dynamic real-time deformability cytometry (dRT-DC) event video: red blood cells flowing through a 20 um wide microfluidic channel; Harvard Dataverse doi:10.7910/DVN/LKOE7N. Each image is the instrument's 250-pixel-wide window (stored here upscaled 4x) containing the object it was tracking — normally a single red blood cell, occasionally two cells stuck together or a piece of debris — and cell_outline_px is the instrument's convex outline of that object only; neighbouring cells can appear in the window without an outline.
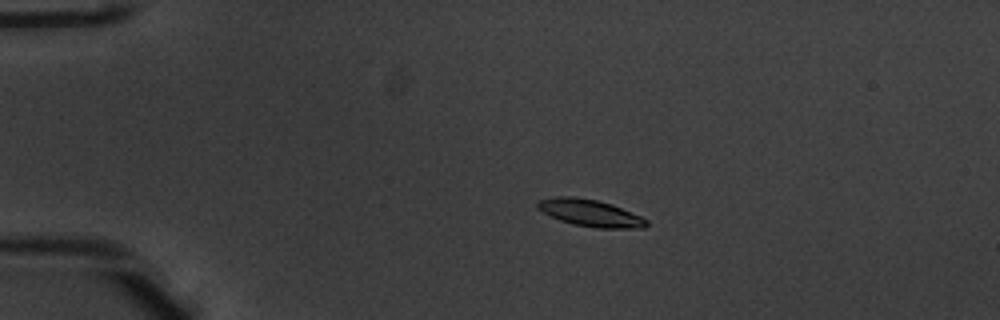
{"species": "common noctule bat (a hibernating species)", "species_latin": "Nyctalus noctula", "temperature_condition": "warm", "stored_images_in_passage": 43, "camera_frame_rate_fps": 3000, "um_per_image_px": 0.085, "animal": {"sex": "male", "body_mass_g": 20.1, "forearm_length_mm": 53.5}, "frame": {"image": 1, "passage_image": 2, "time_ms": 0.333, "image_size_px": [1000, 320], "cell_outline_px": [[648, 224], [644, 228], [596, 228], [576, 224], [560, 220], [536, 208], [536, 204], [540, 200], [556, 196], [572, 196], [596, 200], [612, 204], [640, 216], [648, 220]], "centroid_in_image_um": [50.18, 18.1], "position_along_channel_um": 34.8, "area_um2": 16.88}}
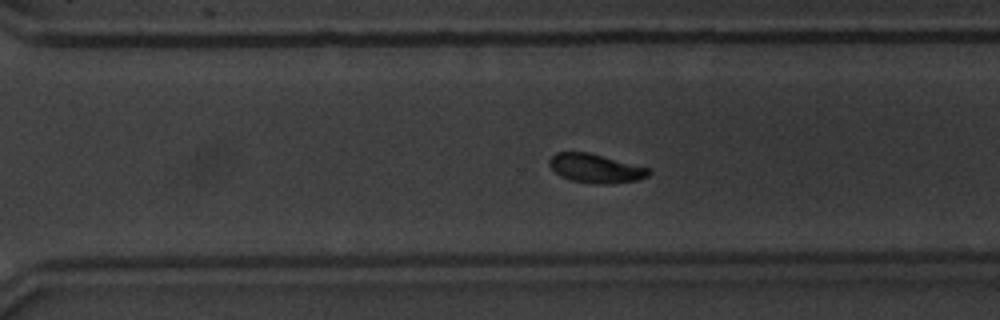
{"frame": {"image": 2, "passage_image": 28, "time_ms": 9.0, "image_size_px": [1000, 320], "cell_outline_px": [[652, 172], [648, 176], [636, 180], [608, 184], [596, 184], [572, 180], [560, 176], [548, 164], [548, 160], [556, 152], [588, 152], [652, 168]], "centroid_in_image_um": [50.66, 14.3], "position_along_channel_um": 319.9, "area_um2": 16.82}}
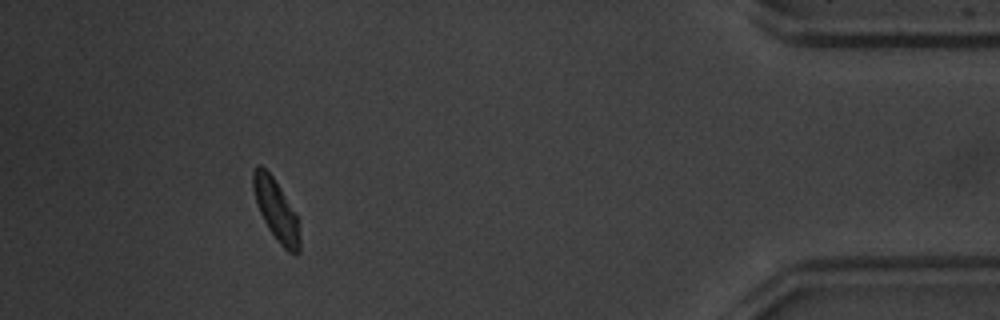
{"frame": {"image": 3, "passage_image": 39, "time_ms": 12.667, "image_size_px": [1000, 320], "cell_outline_px": [[300, 252], [288, 252], [280, 244], [268, 228], [260, 212], [252, 188], [252, 172], [260, 164], [272, 176], [296, 212], [300, 236]], "centroid_in_image_um": [23.48, 17.85], "position_along_channel_um": 411.7, "area_um2": 16.36}, "authors_computed_cell_mechanics": {"area_um2": 16.8776, "velocity_mm_per_s": 3.8977, "shape_relaxation_time_tau1_ms": 1.8232, "shape_relaxation_time_tau2_ms": 3.9704, "deformation_change_tau1": 0.1108, "deformation_change_tau2": 0.0832}}